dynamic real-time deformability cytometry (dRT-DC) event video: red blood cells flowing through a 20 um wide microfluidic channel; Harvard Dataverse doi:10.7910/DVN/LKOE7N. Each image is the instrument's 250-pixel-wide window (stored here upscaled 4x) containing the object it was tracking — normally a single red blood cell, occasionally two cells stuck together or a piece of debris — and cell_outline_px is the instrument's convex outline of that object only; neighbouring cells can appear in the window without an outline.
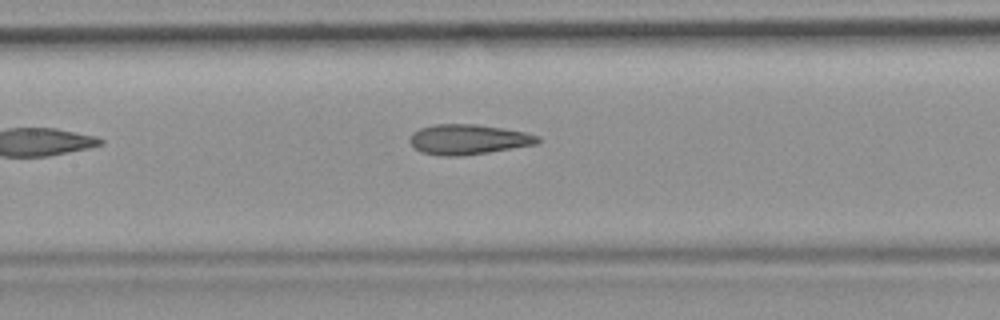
{"species": "common noctule bat (a hibernating species)", "species_latin": "Nyctalus noctula", "temperature_condition": "room temperature", "stored_images_in_passage": 4, "camera_frame_rate_fps": 3000, "um_per_image_px": 0.085, "animal": {"sex": "female", "body_mass_g": 19.9}, "frame": {"image": 1, "passage_image": 4, "time_ms": 3.667, "image_size_px": [1000, 320], "cell_outline_px": [[540, 140], [536, 144], [464, 156], [440, 156], [420, 152], [408, 140], [412, 132], [420, 128], [436, 124], [476, 124], [504, 128], [524, 132], [540, 136]], "centroid_in_image_um": [39.78, 11.85], "position_along_channel_um": 167.6, "area_um2": 22.48}}